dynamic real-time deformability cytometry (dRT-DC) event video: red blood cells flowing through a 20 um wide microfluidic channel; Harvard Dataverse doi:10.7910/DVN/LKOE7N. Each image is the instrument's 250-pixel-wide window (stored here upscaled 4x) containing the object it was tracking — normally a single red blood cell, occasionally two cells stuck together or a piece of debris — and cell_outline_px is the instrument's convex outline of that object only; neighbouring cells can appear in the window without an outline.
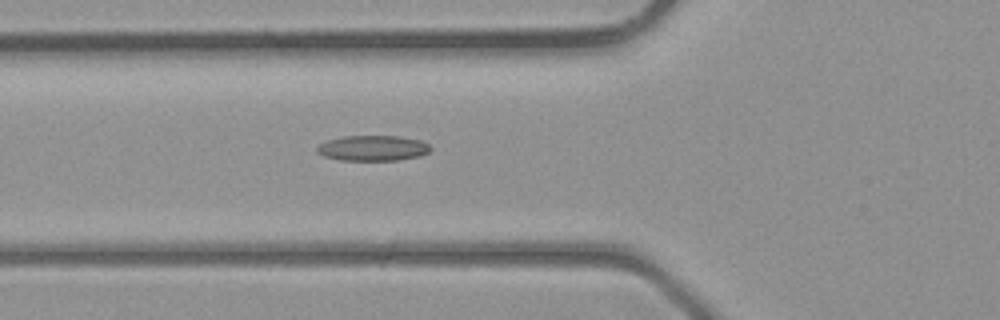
{"species": "common noctule bat (a hibernating species)", "species_latin": "Nyctalus noctula", "temperature_condition": "room temperature", "stored_images_in_passage": 28, "camera_frame_rate_fps": 3000, "um_per_image_px": 0.085, "animal": {"sex": "male", "body_mass_g": 23.1, "forearm_length_mm": 52.7}, "frame": {"image": 1, "passage_image": 2, "time_ms": 0.333, "image_size_px": [1000, 320], "cell_outline_px": [[432, 148], [428, 152], [420, 156], [396, 160], [340, 160], [324, 156], [316, 152], [316, 148], [320, 144], [328, 140], [344, 136], [396, 136], [420, 140], [428, 144]], "centroid_in_image_um": [31.68, 12.59], "position_along_channel_um": 94.1, "area_um2": 16.7}}
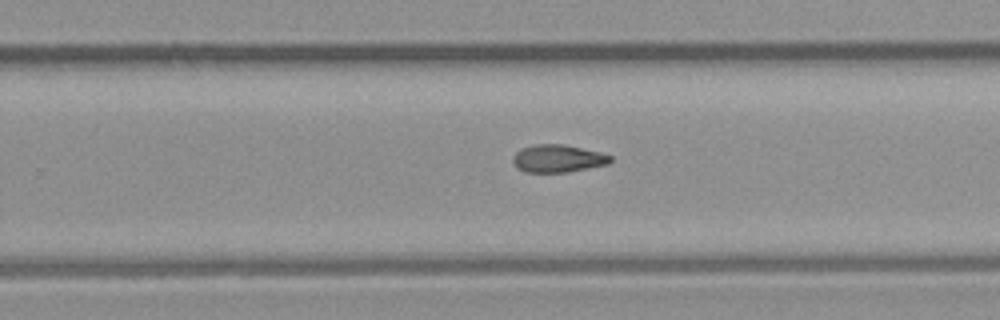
{"frame": {"image": 2, "passage_image": 13, "time_ms": 4.0, "image_size_px": [1000, 320], "cell_outline_px": [[612, 160], [608, 164], [568, 172], [524, 172], [516, 168], [512, 160], [512, 156], [520, 148], [532, 144], [564, 144], [600, 152], [612, 156]], "centroid_in_image_um": [47.38, 13.47], "position_along_channel_um": 282.4, "area_um2": 15.9}}
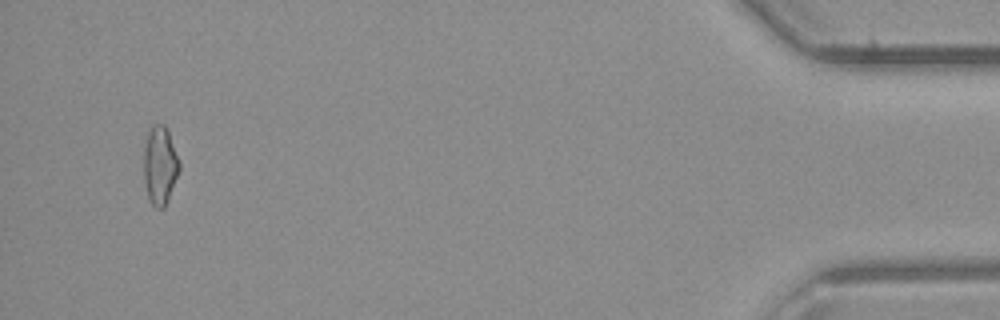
{"frame": {"image": 3, "passage_image": 26, "time_ms": 8.333, "image_size_px": [1000, 320], "cell_outline_px": [[180, 168], [164, 208], [156, 208], [148, 200], [144, 184], [144, 148], [148, 132], [152, 124], [164, 124], [168, 128], [180, 160]], "centroid_in_image_um": [13.59, 14.02], "position_along_channel_um": 421.6, "area_um2": 16.47}}